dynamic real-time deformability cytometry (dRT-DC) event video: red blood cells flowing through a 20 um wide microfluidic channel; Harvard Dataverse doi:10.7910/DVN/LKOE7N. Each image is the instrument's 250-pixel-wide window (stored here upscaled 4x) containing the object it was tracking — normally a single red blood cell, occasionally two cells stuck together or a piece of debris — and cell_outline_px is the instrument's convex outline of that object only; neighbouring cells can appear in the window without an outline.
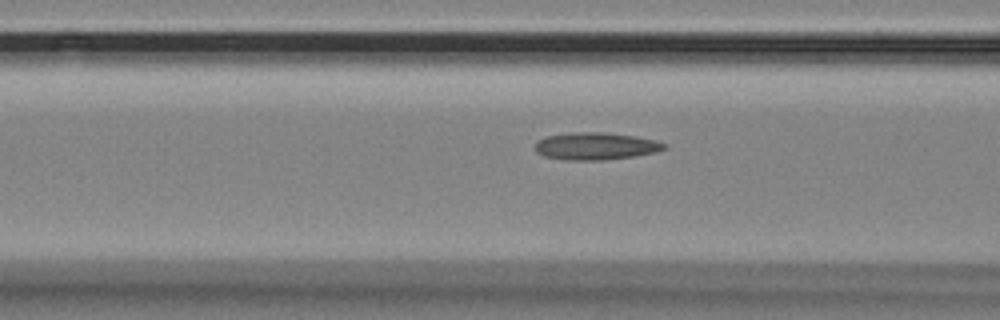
{"species": "Egyptian fruit bat (a non-hibernating species)", "species_latin": "Rousettus aegyptiacus", "temperature_condition": "room temperature", "stored_images_in_passage": 12, "camera_frame_rate_fps": 3000, "um_per_image_px": 0.085, "animal": {"sex": "female"}, "frame": {"image": 1, "passage_image": 9, "time_ms": 2.667, "image_size_px": [1000, 320], "cell_outline_px": [[668, 148], [656, 152], [636, 156], [604, 160], [568, 160], [544, 156], [536, 152], [536, 140], [548, 136], [572, 132], [604, 132], [636, 136], [656, 140], [668, 144]], "centroid_in_image_um": [50.69, 12.42], "position_along_channel_um": 115.9, "area_um2": 20.75}}